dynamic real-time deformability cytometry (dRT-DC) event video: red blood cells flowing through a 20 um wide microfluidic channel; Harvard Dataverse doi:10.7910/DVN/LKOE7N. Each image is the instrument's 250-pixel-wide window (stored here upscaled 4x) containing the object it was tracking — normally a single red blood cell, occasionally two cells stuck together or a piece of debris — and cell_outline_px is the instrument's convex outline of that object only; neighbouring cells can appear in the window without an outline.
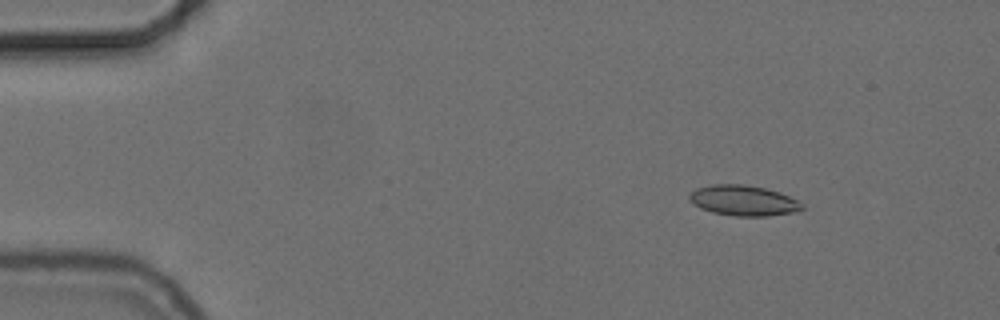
{"species": "common noctule bat (a hibernating species)", "species_latin": "Nyctalus noctula", "temperature_condition": "cold", "stored_images_in_passage": 54, "camera_frame_rate_fps": 3000, "um_per_image_px": 0.085, "animal": {"sex": "female", "body_mass_g": 24.6, "forearm_length_mm": 56.2}, "frame": {"image": 1, "passage_image": 6, "time_ms": 1.667, "image_size_px": [1000, 320], "cell_outline_px": [[804, 208], [792, 212], [768, 216], [736, 216], [712, 212], [700, 208], [692, 204], [688, 196], [696, 188], [712, 184], [744, 184], [764, 188], [780, 192], [804, 204]], "centroid_in_image_um": [63.16, 17.04], "position_along_channel_um": 21.8, "area_um2": 19.94}}
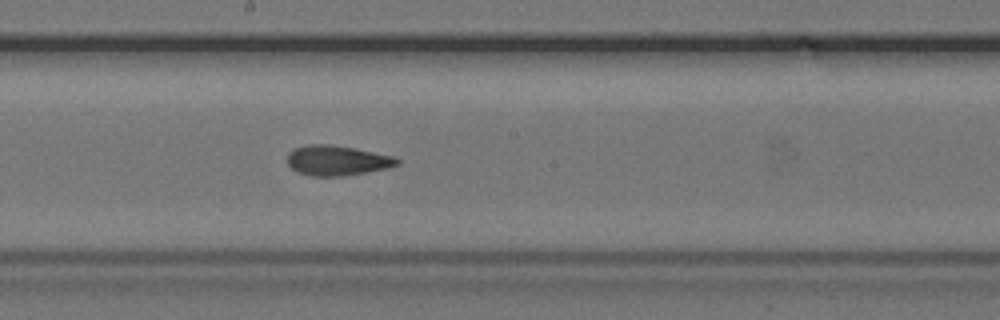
{"frame": {"image": 2, "passage_image": 29, "time_ms": 9.333, "image_size_px": [1000, 320], "cell_outline_px": [[400, 164], [388, 168], [368, 172], [340, 176], [312, 176], [296, 172], [288, 164], [288, 152], [292, 148], [308, 144], [328, 144], [356, 148], [392, 156], [400, 160]], "centroid_in_image_um": [28.64, 13.63], "position_along_channel_um": 219.6, "area_um2": 19.36}}
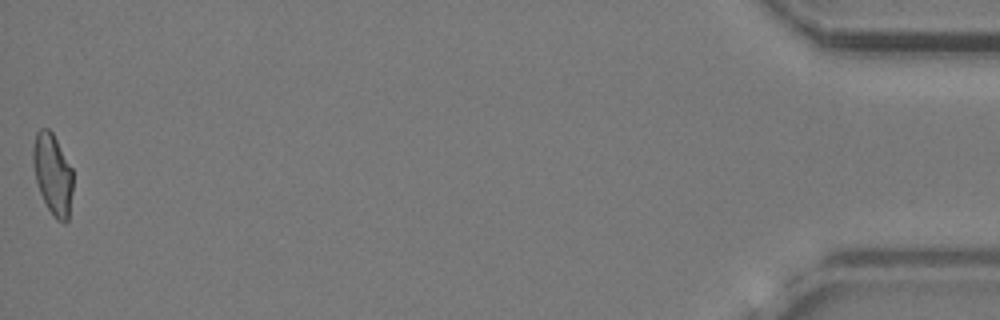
{"frame": {"image": 3, "passage_image": 54, "time_ms": 17.667, "image_size_px": [1000, 320], "cell_outline_px": [[72, 192], [68, 220], [64, 224], [56, 220], [48, 208], [40, 192], [36, 180], [32, 164], [32, 148], [36, 132], [40, 128], [48, 128], [52, 132], [72, 168]], "centroid_in_image_um": [4.47, 14.8], "position_along_channel_um": 430.7, "area_um2": 18.84}, "authors_computed_cell_mechanics": {"area_um2": 19.3052, "velocity_mm_per_s": 3.714, "shape_relaxation_time_tau1_ms": 8.7962, "shape_relaxation_time_tau2_ms": 2.3669, "deformation_change_tau1": 0.1778, "deformation_change_tau2": 0.0841}}